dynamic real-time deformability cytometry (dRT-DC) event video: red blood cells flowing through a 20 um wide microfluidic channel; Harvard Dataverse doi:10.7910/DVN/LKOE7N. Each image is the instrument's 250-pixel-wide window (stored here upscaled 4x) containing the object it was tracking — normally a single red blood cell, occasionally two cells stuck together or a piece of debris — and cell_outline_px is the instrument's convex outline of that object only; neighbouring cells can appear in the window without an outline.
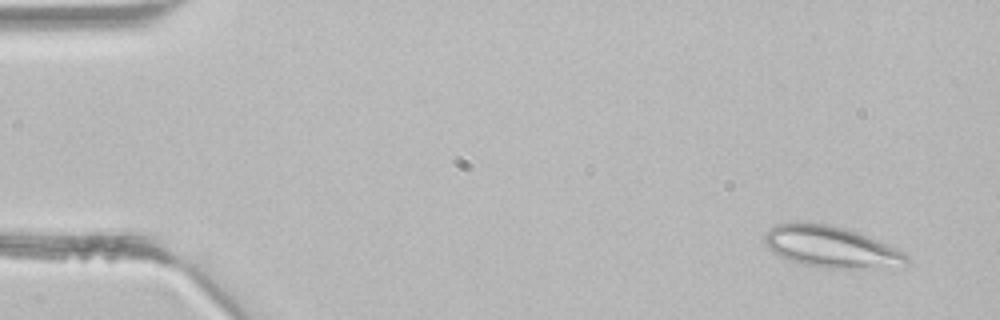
{"species": "common noctule bat (a hibernating species)", "species_latin": "Nyctalus noctula", "temperature_condition": "room temperature", "stored_images_in_passage": 2, "camera_frame_rate_fps": 3000, "um_per_image_px": 0.085, "animal": {"sex": "male", "body_mass_g": 21.5, "forearm_length_mm": 52.0}, "frame": {"image": 1, "passage_image": 2, "time_ms": 0.333, "image_size_px": [1000, 320], "cell_outline_px": [[908, 260], [848, 268], [824, 268], [804, 264], [780, 256], [772, 252], [764, 244], [764, 232], [768, 228], [776, 224], [804, 220], [828, 224], [848, 228], [868, 236], [904, 252], [908, 256]], "centroid_in_image_um": [70.4, 20.89], "position_along_channel_um": 14.6, "area_um2": 33.35}}